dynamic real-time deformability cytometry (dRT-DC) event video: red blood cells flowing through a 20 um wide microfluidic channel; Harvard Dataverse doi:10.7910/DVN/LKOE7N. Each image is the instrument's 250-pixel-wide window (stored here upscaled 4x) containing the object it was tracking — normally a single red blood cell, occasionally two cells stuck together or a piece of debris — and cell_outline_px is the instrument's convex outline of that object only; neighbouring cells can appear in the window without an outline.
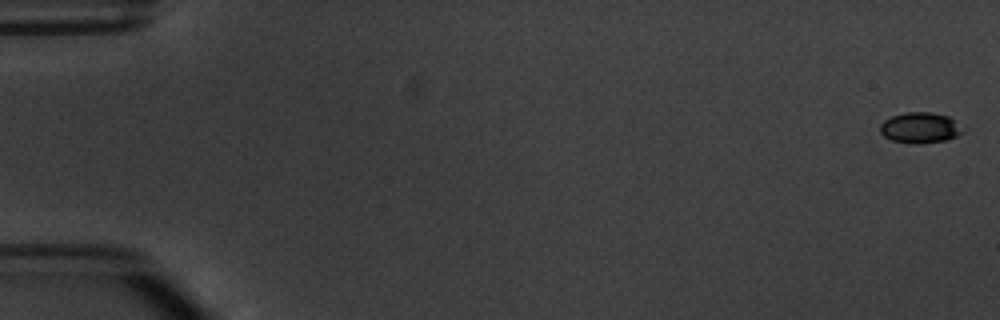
{"species": "common noctule bat (a hibernating species)", "species_latin": "Nyctalus noctula", "temperature_condition": "warm", "stored_images_in_passage": 6, "segment_of_instrument_passage": [1, 2], "camera_frame_rate_fps": 3000, "um_per_image_px": 0.085, "animal": {"sex": "male", "body_mass_g": 20.1, "forearm_length_mm": 53.5}, "frame": {"image": 1, "passage_image": 1, "time_ms": 0.0, "image_size_px": [1000, 320], "cell_outline_px": [[964, 132], [956, 136], [944, 140], [916, 144], [912, 144], [892, 140], [884, 136], [880, 132], [880, 124], [884, 120], [892, 116], [908, 112], [932, 112], [948, 116]], "centroid_in_image_um": [78.15, 10.86], "position_along_channel_um": 6.8, "area_um2": 14.51}}
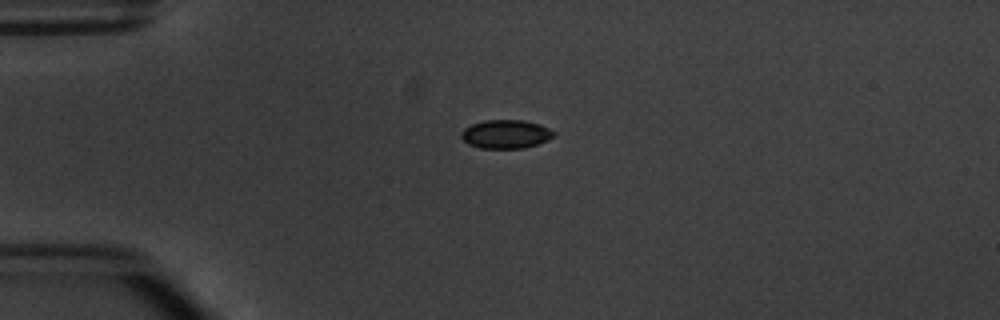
{"frame": {"image": 2, "passage_image": 4, "time_ms": 4.333, "image_size_px": [1000, 320], "cell_outline_px": [[556, 136], [548, 140], [524, 148], [480, 148], [468, 144], [460, 136], [460, 132], [464, 128], [472, 124], [484, 120], [524, 120], [540, 124], [556, 132]], "centroid_in_image_um": [43.0, 11.39], "position_along_channel_um": 42.0, "area_um2": 15.55}}